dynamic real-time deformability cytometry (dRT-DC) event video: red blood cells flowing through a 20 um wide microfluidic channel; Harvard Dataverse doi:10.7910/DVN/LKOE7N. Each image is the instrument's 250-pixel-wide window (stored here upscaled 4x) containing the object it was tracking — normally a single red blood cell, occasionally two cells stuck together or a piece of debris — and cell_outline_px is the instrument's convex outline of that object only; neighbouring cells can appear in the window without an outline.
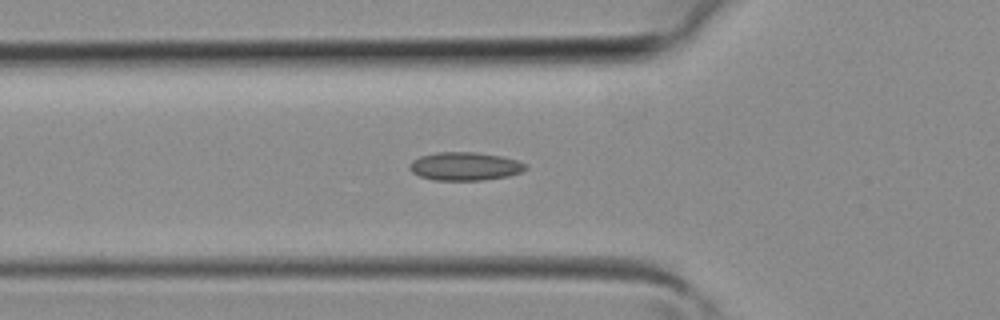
{"species": "common noctule bat (a hibernating species)", "species_latin": "Nyctalus noctula", "temperature_condition": "room temperature", "stored_images_in_passage": 27, "camera_frame_rate_fps": 3000, "um_per_image_px": 0.085, "animal": {"sex": "female", "body_mass_g": 19.3, "forearm_length_mm": 54.1}, "frame": {"image": 1, "passage_image": 2, "time_ms": 0.333, "image_size_px": [1000, 320], "cell_outline_px": [[528, 168], [520, 172], [508, 176], [484, 180], [432, 180], [420, 176], [412, 172], [408, 168], [408, 164], [412, 160], [420, 156], [436, 152], [472, 152], [500, 156], [516, 160], [524, 164]], "centroid_in_image_um": [39.46, 14.14], "position_along_channel_um": 86.3, "area_um2": 19.07}}
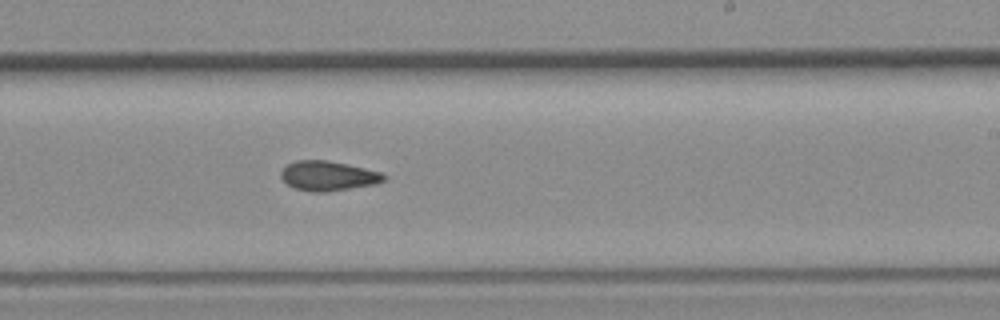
{"frame": {"image": 2, "passage_image": 12, "time_ms": 3.667, "image_size_px": [1000, 320], "cell_outline_px": [[388, 176], [384, 180], [376, 184], [328, 192], [312, 192], [292, 188], [280, 176], [280, 172], [288, 164], [296, 160], [328, 160], [364, 168], [380, 172]], "centroid_in_image_um": [27.88, 14.96], "position_along_channel_um": 261.1, "area_um2": 17.86}}
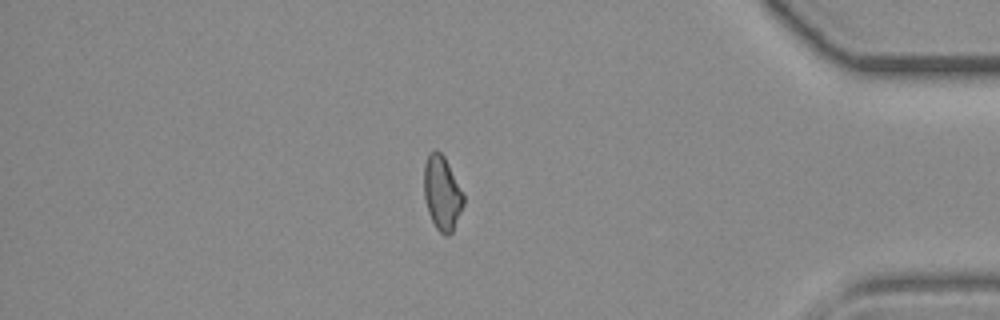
{"frame": {"image": 3, "passage_image": 22, "time_ms": 7.0, "image_size_px": [1000, 320], "cell_outline_px": [[464, 204], [452, 232], [448, 236], [444, 236], [436, 228], [428, 212], [424, 196], [424, 164], [428, 156], [436, 148], [444, 156], [464, 192]], "centroid_in_image_um": [37.59, 16.41], "position_along_channel_um": 397.6, "area_um2": 17.17}}